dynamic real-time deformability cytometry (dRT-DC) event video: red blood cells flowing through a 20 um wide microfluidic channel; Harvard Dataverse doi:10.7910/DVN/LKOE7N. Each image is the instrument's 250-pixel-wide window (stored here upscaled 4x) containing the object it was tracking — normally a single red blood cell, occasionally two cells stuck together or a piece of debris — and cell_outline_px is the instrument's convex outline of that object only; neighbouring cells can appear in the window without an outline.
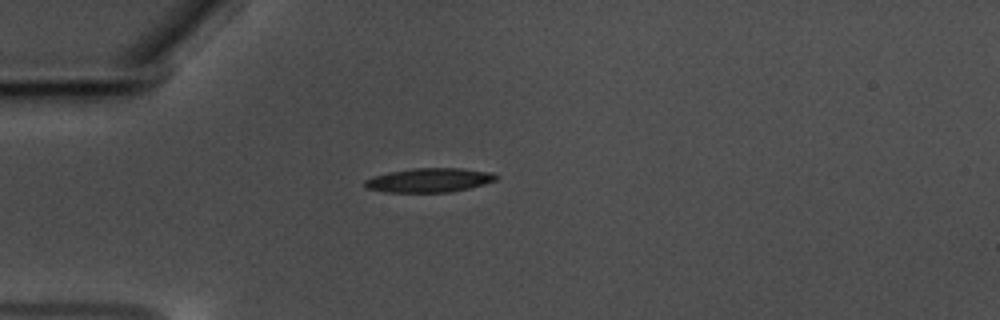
{"species": "common noctule bat (a hibernating species)", "species_latin": "Nyctalus noctula", "temperature_condition": "warm", "stored_images_in_passage": 43, "camera_frame_rate_fps": 3000, "um_per_image_px": 0.085, "animal": {"sex": "male", "body_mass_g": 17.5, "forearm_length_mm": 52.3}, "frame": {"image": 1, "passage_image": 1, "time_ms": 0.0, "image_size_px": [1000, 320], "cell_outline_px": [[500, 176], [496, 180], [484, 184], [452, 192], [384, 192], [364, 188], [364, 180], [372, 176], [412, 168], [460, 168], [492, 172]], "centroid_in_image_um": [36.48, 15.31], "position_along_channel_um": 48.5, "area_um2": 18.55}}
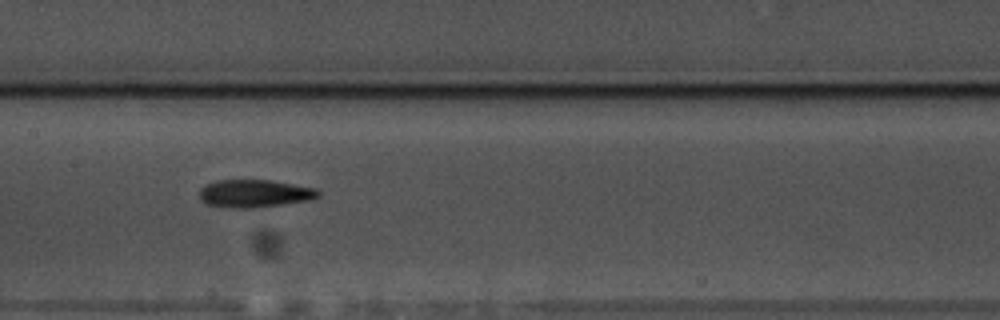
{"frame": {"image": 2, "passage_image": 14, "time_ms": 4.333, "image_size_px": [1000, 320], "cell_outline_px": [[320, 196], [312, 200], [260, 208], [228, 208], [208, 204], [200, 200], [200, 188], [204, 184], [216, 180], [268, 180], [316, 188], [320, 192]], "centroid_in_image_um": [21.64, 16.46], "position_along_channel_um": 185.8, "area_um2": 19.54}}
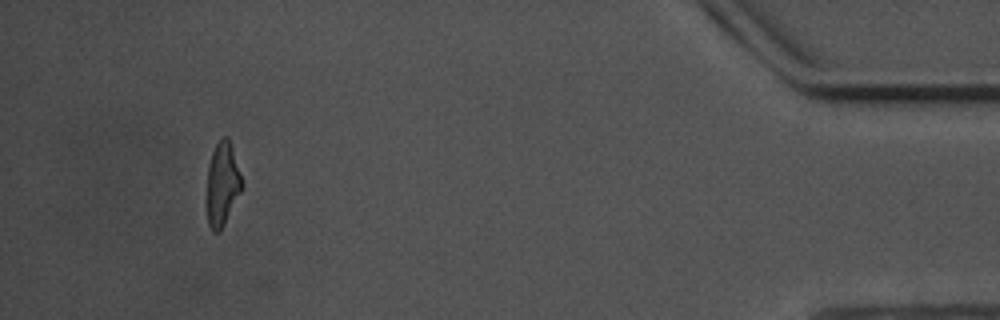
{"frame": {"image": 3, "passage_image": 39, "time_ms": 12.667, "image_size_px": [1000, 320], "cell_outline_px": [[244, 184], [220, 232], [212, 232], [208, 224], [208, 164], [212, 152], [216, 144], [224, 136], [228, 136], [232, 144]], "centroid_in_image_um": [18.93, 15.6], "position_along_channel_um": 416.3, "area_um2": 16.94}, "authors_computed_cell_mechanics": {"area_um2": 18.4382, "velocity_mm_per_s": 3.554, "shape_relaxation_time_tau1_ms": 5.6462, "shape_relaxation_time_tau2_ms": 3.6327, "deformation_change_tau1": 0.2206, "deformation_change_tau2": 0.138}}